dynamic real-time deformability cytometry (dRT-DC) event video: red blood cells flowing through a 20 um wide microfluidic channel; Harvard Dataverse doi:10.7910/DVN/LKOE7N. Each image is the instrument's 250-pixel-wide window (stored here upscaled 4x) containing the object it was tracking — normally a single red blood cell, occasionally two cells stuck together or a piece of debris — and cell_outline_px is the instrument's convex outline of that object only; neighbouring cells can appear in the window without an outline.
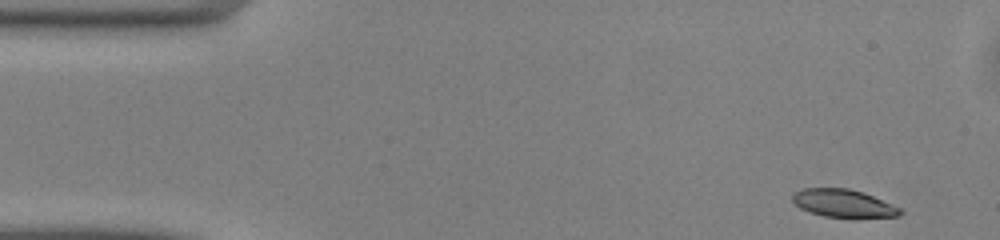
{"species": "common noctule bat (a hibernating species)", "species_latin": "Nyctalus noctula", "temperature_condition": "warm", "stored_images_in_passage": 47, "camera_frame_rate_fps": 3000, "um_per_image_px": 0.085, "animal": {"sex": "male", "body_mass_g": 13.0, "forearm_length_mm": 53.1}, "frame": {"image": 1, "passage_image": 1, "time_ms": 0.0, "image_size_px": [1000, 240], "cell_outline_px": [[904, 212], [900, 216], [856, 220], [852, 220], [824, 216], [808, 212], [800, 208], [792, 200], [792, 196], [796, 192], [804, 188], [848, 188], [864, 192], [900, 208]], "centroid_in_image_um": [71.75, 17.33], "position_along_channel_um": 13.3, "area_um2": 18.21}}
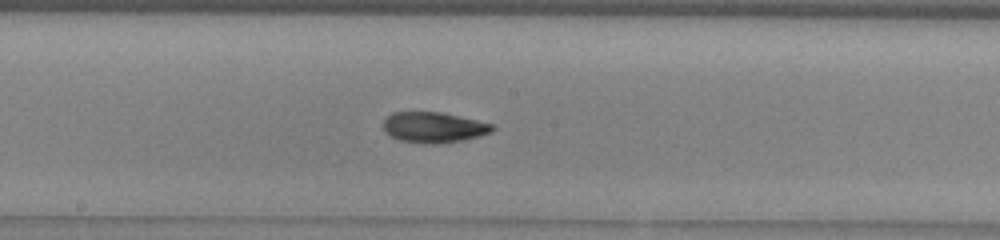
{"frame": {"image": 2, "passage_image": 23, "time_ms": 7.333, "image_size_px": [1000, 240], "cell_outline_px": [[496, 128], [492, 132], [480, 136], [460, 140], [432, 144], [424, 144], [400, 140], [384, 132], [384, 120], [392, 112], [440, 112], [476, 120], [492, 124]], "centroid_in_image_um": [36.86, 10.82], "position_along_channel_um": 211.3, "area_um2": 19.25}}
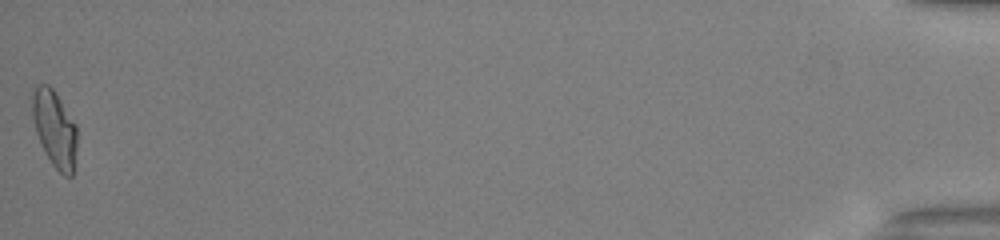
{"frame": {"image": 3, "passage_image": 47, "time_ms": 15.333, "image_size_px": [1000, 240], "cell_outline_px": [[76, 152], [72, 176], [64, 176], [52, 164], [44, 152], [36, 132], [32, 116], [32, 92], [40, 84], [48, 84], [56, 92], [76, 124]], "centroid_in_image_um": [4.64, 10.93], "position_along_channel_um": 430.6, "area_um2": 19.94}, "authors_computed_cell_mechanics": {"area_um2": 19.074, "velocity_mm_per_s": 4.105, "shape_relaxation_time_tau1_ms": 3.728, "shape_relaxation_time_tau2_ms": 2.0492, "deformation_change_tau1": 0.1696, "deformation_change_tau2": 0.0776}}